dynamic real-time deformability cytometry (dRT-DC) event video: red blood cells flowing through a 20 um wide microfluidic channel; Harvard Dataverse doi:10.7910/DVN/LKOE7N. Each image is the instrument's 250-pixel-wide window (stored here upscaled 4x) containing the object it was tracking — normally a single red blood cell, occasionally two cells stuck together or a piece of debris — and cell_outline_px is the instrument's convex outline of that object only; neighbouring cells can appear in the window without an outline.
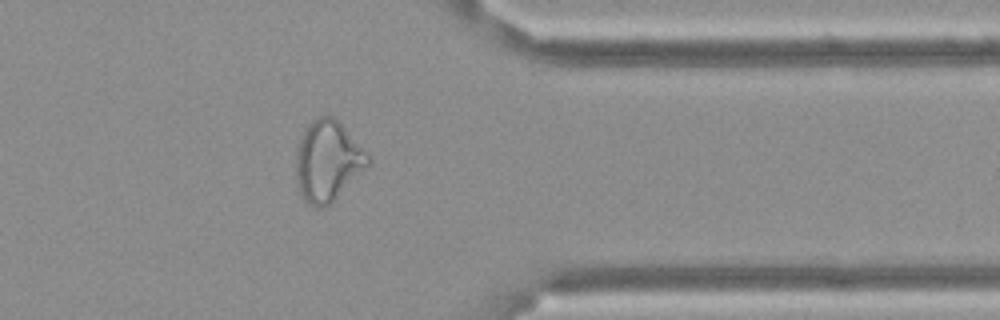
{"species": "Egyptian fruit bat (a non-hibernating species)", "species_latin": "Rousettus aegyptiacus", "temperature_condition": "cold", "stored_images_in_passage": 13, "camera_frame_rate_fps": 3000, "um_per_image_px": 0.085, "frame": {"image": 1, "passage_image": 13, "time_ms": 4.0, "image_size_px": [1000, 320], "cell_outline_px": [[372, 164], [324, 208], [316, 208], [308, 204], [304, 200], [300, 192], [296, 176], [296, 152], [300, 140], [308, 124], [312, 120], [320, 116], [332, 116], [368, 152], [372, 160]], "centroid_in_image_um": [27.88, 13.7], "position_along_channel_um": 383.5, "area_um2": 33.64}}